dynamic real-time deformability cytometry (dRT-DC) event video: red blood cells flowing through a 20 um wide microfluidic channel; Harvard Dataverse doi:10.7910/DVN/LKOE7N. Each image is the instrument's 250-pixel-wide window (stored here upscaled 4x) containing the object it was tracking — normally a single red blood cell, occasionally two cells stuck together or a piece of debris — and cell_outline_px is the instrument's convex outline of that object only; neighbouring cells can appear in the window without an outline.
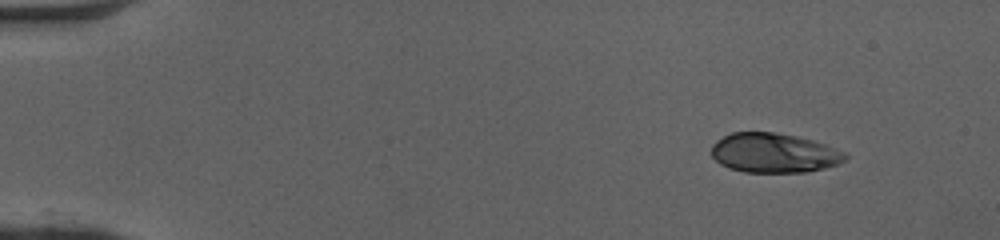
{"species": "human", "species_latin": "Homo sapiens", "temperature_condition": "cold", "stored_images_in_passage": 46, "camera_frame_rate_fps": 3000, "um_per_image_px": 0.085, "donor": {"sex": "female"}, "frame": {"image": 1, "passage_image": 1, "time_ms": 0.0, "image_size_px": [1000, 240], "cell_outline_px": [[848, 156], [840, 164], [808, 172], [744, 172], [728, 168], [720, 164], [712, 156], [712, 144], [716, 140], [732, 132], [772, 132], [796, 136], [812, 140], [848, 152]], "centroid_in_image_um": [65.8, 13.01], "position_along_channel_um": 19.2, "area_um2": 30.98}}
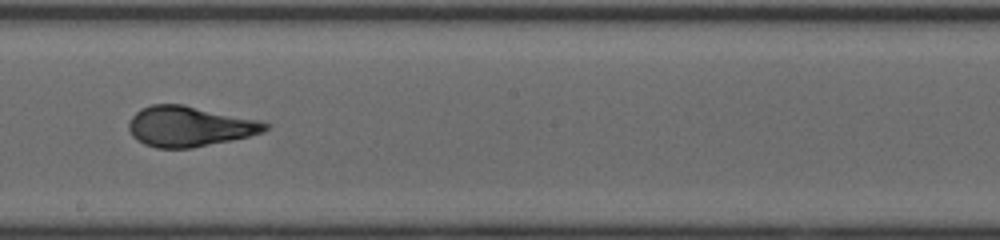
{"frame": {"image": 2, "passage_image": 25, "time_ms": 8.0, "image_size_px": [1000, 240], "cell_outline_px": [[272, 124], [264, 132], [248, 136], [192, 148], [156, 148], [144, 144], [136, 140], [132, 136], [128, 128], [128, 124], [132, 116], [140, 108], [152, 104], [184, 104], [256, 120]], "centroid_in_image_um": [16.06, 10.74], "position_along_channel_um": 232.1, "area_um2": 31.96}}
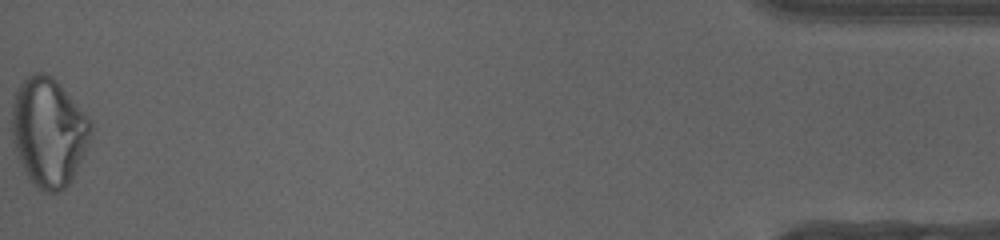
{"frame": {"image": 3, "passage_image": 46, "time_ms": 15.0, "image_size_px": [1000, 240], "cell_outline_px": [[92, 128], [88, 144], [72, 180], [60, 192], [44, 192], [36, 188], [32, 184], [16, 152], [12, 136], [12, 104], [16, 92], [20, 84], [28, 76], [36, 72], [44, 72], [52, 76], [60, 84], [92, 120]], "centroid_in_image_um": [4.14, 11.22], "position_along_channel_um": 431.1, "area_um2": 50.0}, "authors_computed_cell_mechanics": {"area_um2": 32.0212, "velocity_mm_per_s": 4.1046, "shape_relaxation_time_tau1_ms": 4.6607, "shape_relaxation_time_tau2_ms": null, "deformation_change_tau1": 0.2197, "deformation_change_tau2": null}}